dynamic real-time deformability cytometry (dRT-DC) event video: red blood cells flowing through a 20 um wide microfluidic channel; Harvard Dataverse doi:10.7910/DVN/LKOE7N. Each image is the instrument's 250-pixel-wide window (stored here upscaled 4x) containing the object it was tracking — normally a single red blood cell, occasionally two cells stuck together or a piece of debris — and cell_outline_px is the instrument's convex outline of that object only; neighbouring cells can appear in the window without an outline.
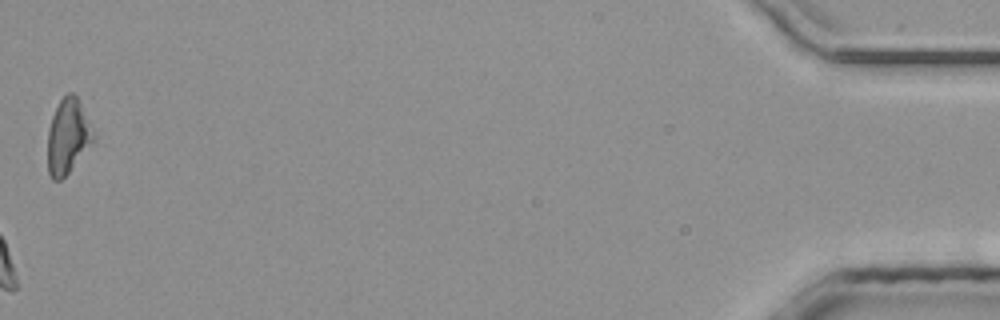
{"species": "common noctule bat (a hibernating species)", "species_latin": "Nyctalus noctula", "temperature_condition": "room temperature", "stored_images_in_passage": 33, "camera_frame_rate_fps": 3000, "um_per_image_px": 0.085, "animal": {"sex": "male", "body_mass_g": 20.4}, "frame": {"image": 1, "passage_image": 33, "time_ms": 10.667, "image_size_px": [1000, 320], "cell_outline_px": [[96, 136], [68, 172], [60, 180], [52, 180], [48, 172], [48, 128], [52, 116], [60, 100], [68, 92], [72, 92], [80, 100]], "centroid_in_image_um": [5.76, 11.55], "position_along_channel_um": 429.4, "area_um2": 19.65}}